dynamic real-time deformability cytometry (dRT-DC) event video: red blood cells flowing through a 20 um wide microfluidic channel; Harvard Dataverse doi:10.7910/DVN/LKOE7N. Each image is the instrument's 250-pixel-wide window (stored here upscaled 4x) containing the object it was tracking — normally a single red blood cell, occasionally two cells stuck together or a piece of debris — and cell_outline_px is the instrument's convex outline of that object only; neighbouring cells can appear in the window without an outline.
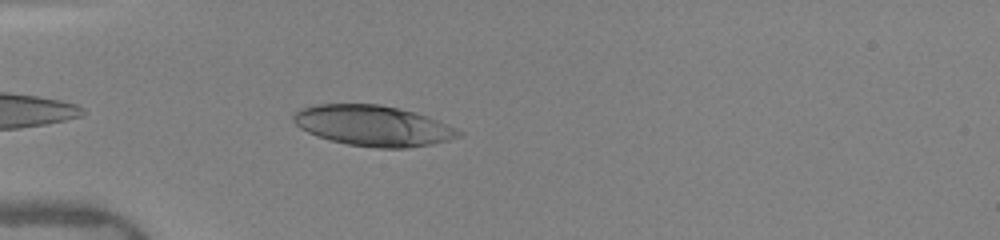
{"species": "human", "species_latin": "Homo sapiens", "temperature_condition": "warm", "stored_images_in_passage": 35, "camera_frame_rate_fps": 3000, "um_per_image_px": 0.085, "donor": {"sex": "female"}, "frame": {"image": 1, "passage_image": 3, "time_ms": 0.667, "image_size_px": [1000, 240], "cell_outline_px": [[464, 132], [460, 136], [448, 140], [432, 144], [408, 148], [380, 148], [348, 144], [316, 136], [300, 128], [292, 120], [292, 116], [296, 112], [304, 108], [316, 104], [380, 104], [428, 116], [456, 128]], "centroid_in_image_um": [31.72, 10.69], "position_along_channel_um": 53.3, "area_um2": 38.78}}
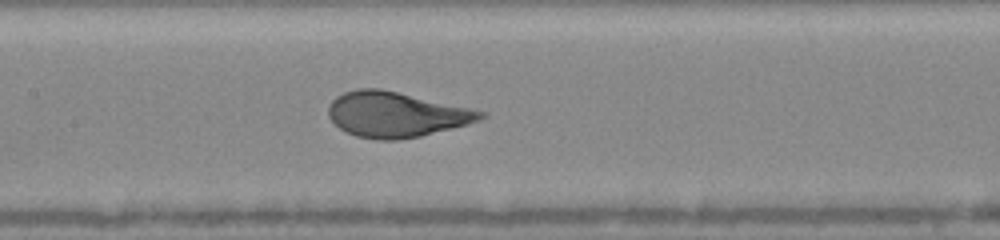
{"frame": {"image": 2, "passage_image": 13, "time_ms": 4.0, "image_size_px": [1000, 240], "cell_outline_px": [[488, 116], [480, 120], [420, 136], [400, 140], [376, 140], [356, 136], [340, 128], [328, 116], [328, 108], [332, 100], [336, 96], [344, 92], [356, 88], [380, 88], [488, 112]], "centroid_in_image_um": [33.65, 9.72], "position_along_channel_um": 173.8, "area_um2": 39.94}}
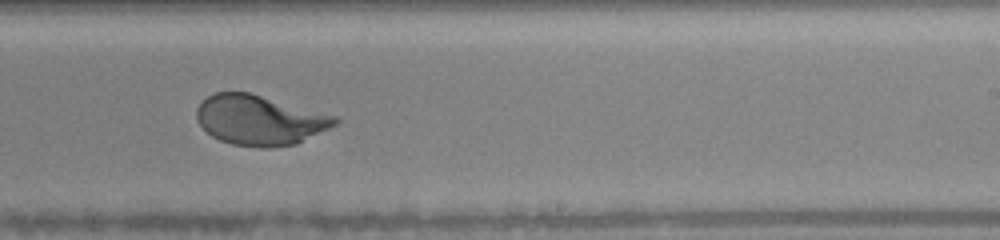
{"frame": {"image": 3, "passage_image": 20, "time_ms": 6.333, "image_size_px": [1000, 240], "cell_outline_px": [[340, 120], [336, 124], [296, 144], [268, 148], [260, 148], [232, 144], [220, 140], [212, 136], [196, 120], [196, 108], [208, 96], [216, 92], [248, 92], [336, 116]], "centroid_in_image_um": [22.05, 10.21], "position_along_channel_um": 267.0, "area_um2": 39.88}, "authors_computed_cell_mechanics": {"area_um2": 40.2288, "velocity_mm_per_s": 4.0147, "shape_relaxation_time_tau1_ms": 3.0374, "shape_relaxation_time_tau2_ms": null, "deformation_change_tau1": 0.1993, "deformation_change_tau2": null}}